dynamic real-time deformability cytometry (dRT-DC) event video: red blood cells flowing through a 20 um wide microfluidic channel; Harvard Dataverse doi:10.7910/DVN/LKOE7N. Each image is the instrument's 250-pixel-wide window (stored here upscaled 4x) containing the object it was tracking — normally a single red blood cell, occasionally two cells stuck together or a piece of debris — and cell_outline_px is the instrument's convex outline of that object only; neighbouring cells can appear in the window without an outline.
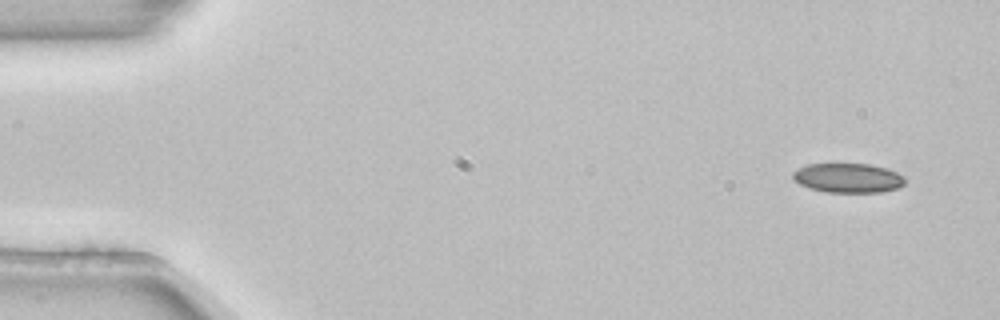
{"species": "common noctule bat (a hibernating species)", "species_latin": "Nyctalus noctula", "temperature_condition": "room temperature", "stored_images_in_passage": 3, "camera_frame_rate_fps": 3000, "um_per_image_px": 0.085, "animal": {"sex": "female", "body_mass_g": 22.7, "forearm_length_mm": 54.2}, "frame": {"image": 1, "passage_image": 1, "time_ms": 0.0, "image_size_px": [1000, 320], "cell_outline_px": [[908, 180], [900, 188], [880, 192], [828, 192], [812, 188], [800, 184], [792, 176], [792, 172], [808, 164], [872, 164], [896, 172], [904, 176]], "centroid_in_image_um": [72.15, 15.13], "position_along_channel_um": 12.9, "area_um2": 19.13}}